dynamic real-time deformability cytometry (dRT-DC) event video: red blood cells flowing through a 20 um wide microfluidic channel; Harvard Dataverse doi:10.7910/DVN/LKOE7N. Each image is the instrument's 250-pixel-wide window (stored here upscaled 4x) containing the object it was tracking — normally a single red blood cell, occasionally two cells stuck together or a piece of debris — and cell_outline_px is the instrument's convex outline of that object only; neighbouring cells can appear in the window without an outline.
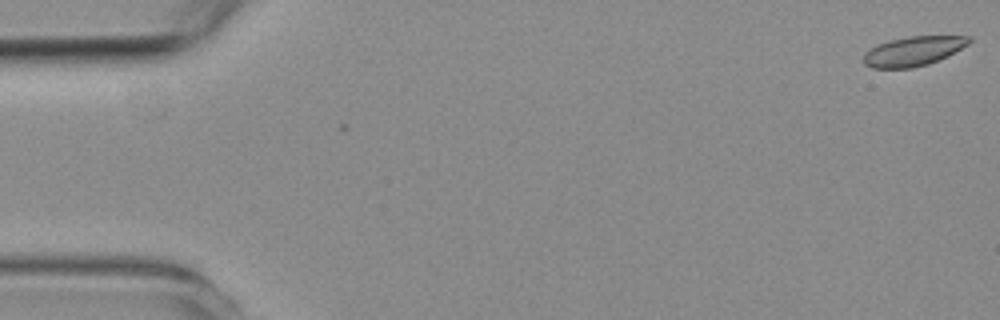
{"species": "common noctule bat (a hibernating species)", "species_latin": "Nyctalus noctula", "temperature_condition": "room temperature", "stored_images_in_passage": 5, "camera_frame_rate_fps": 3000, "um_per_image_px": 0.085, "animal": {"sex": "female", "body_mass_g": 19.3, "forearm_length_mm": 54.1}, "frame": {"image": 1, "passage_image": 1, "time_ms": 0.0, "image_size_px": [1000, 320], "cell_outline_px": [[972, 40], [968, 44], [948, 56], [928, 64], [912, 68], [872, 68], [864, 64], [864, 52], [876, 44], [908, 36], [972, 36]], "centroid_in_image_um": [77.62, 4.35], "position_along_channel_um": 7.4, "area_um2": 18.15}}
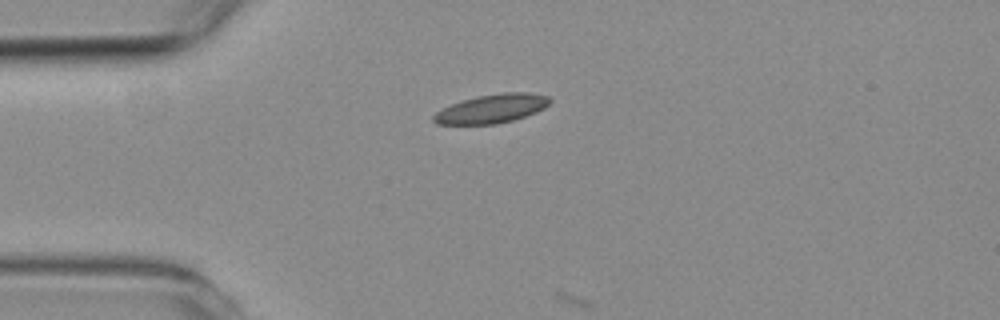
{"frame": {"image": 2, "passage_image": 4, "time_ms": 4.333, "image_size_px": [1000, 320], "cell_outline_px": [[552, 100], [544, 108], [536, 112], [512, 120], [496, 124], [436, 124], [432, 120], [432, 116], [436, 112], [452, 104], [476, 96], [504, 92], [528, 92], [548, 96]], "centroid_in_image_um": [41.8, 9.23], "position_along_channel_um": 43.2, "area_um2": 19.36}}